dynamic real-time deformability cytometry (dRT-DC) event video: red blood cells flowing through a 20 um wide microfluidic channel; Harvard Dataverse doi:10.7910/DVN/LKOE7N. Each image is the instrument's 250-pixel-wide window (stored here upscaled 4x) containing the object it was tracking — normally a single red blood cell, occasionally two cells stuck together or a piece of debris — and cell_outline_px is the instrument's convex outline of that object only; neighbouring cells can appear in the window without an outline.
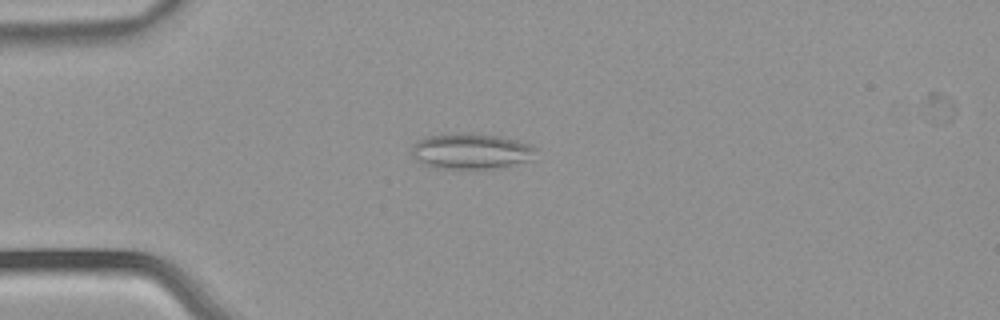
{"species": "common noctule bat (a hibernating species)", "species_latin": "Nyctalus noctula", "temperature_condition": "warm", "stored_images_in_passage": 6, "camera_frame_rate_fps": 3000, "um_per_image_px": 0.085, "animal": {"sex": "male", "body_mass_g": 21.5, "forearm_length_mm": 52.0}, "frame": {"image": 1, "passage_image": 4, "time_ms": 1.0, "image_size_px": [1000, 320], "cell_outline_px": [[536, 160], [496, 168], [444, 168], [428, 164], [416, 160], [412, 156], [412, 144], [416, 140], [428, 136], [460, 132], [468, 132], [496, 136], [516, 140], [532, 144], [536, 148]], "centroid_in_image_um": [40.1, 12.83], "position_along_channel_um": 44.9, "area_um2": 25.95}}